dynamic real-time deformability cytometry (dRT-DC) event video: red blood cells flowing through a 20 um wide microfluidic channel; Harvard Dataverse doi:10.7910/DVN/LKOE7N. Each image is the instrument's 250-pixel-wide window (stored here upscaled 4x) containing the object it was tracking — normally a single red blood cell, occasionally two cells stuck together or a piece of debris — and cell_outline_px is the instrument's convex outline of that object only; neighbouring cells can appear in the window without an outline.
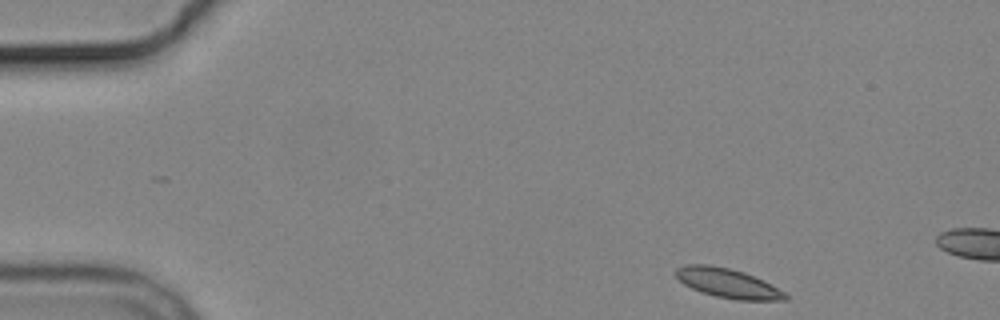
{"species": "common noctule bat (a hibernating species)", "species_latin": "Nyctalus noctula", "temperature_condition": "cold", "stored_images_in_passage": 4, "camera_frame_rate_fps": 3000, "um_per_image_px": 0.085, "animal": {"sex": "male", "body_mass_g": 19.2, "forearm_length_mm": 51.8}, "frame": {"image": 1, "passage_image": 1, "time_ms": 0.0, "image_size_px": [1000, 320], "cell_outline_px": [[788, 300], [736, 300], [716, 296], [692, 288], [684, 284], [672, 272], [676, 268], [688, 264], [708, 264], [728, 268], [744, 272], [764, 280], [784, 292], [788, 296]], "centroid_in_image_um": [61.85, 24.06], "position_along_channel_um": 23.1, "area_um2": 18.67}}